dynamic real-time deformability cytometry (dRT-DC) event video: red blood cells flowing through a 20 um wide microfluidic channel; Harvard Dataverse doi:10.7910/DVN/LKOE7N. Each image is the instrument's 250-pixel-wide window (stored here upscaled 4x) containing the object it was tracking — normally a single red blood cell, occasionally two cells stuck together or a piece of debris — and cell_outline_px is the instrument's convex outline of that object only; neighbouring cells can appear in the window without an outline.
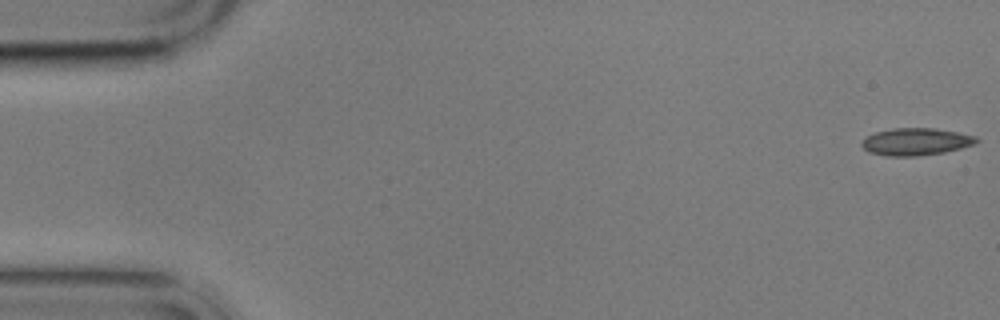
{"species": "common noctule bat (a hibernating species)", "species_latin": "Nyctalus noctula", "temperature_condition": "cold", "stored_images_in_passage": 5, "camera_frame_rate_fps": 3000, "um_per_image_px": 0.085, "animal": {"sex": "male", "body_mass_g": 17.9}, "frame": {"image": 1, "passage_image": 1, "time_ms": 0.0, "image_size_px": [1000, 320], "cell_outline_px": [[980, 140], [976, 144], [944, 152], [916, 156], [888, 156], [868, 152], [860, 144], [868, 136], [876, 132], [892, 128], [932, 128], [956, 132], [976, 136]], "centroid_in_image_um": [77.86, 12.04], "position_along_channel_um": 7.1, "area_um2": 18.09}}
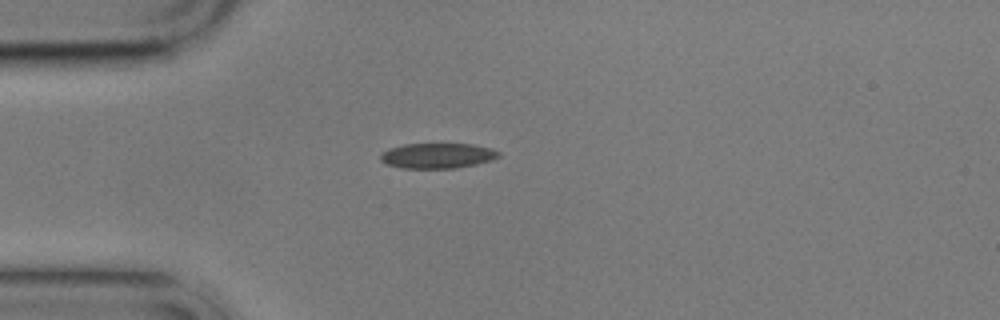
{"frame": {"image": 2, "passage_image": 5, "time_ms": 4.667, "image_size_px": [1000, 320], "cell_outline_px": [[500, 156], [492, 160], [476, 164], [456, 168], [400, 168], [388, 164], [380, 160], [380, 156], [388, 148], [404, 144], [472, 144], [492, 148], [500, 152]], "centroid_in_image_um": [37.2, 13.23], "position_along_channel_um": 47.8, "area_um2": 17.4}}